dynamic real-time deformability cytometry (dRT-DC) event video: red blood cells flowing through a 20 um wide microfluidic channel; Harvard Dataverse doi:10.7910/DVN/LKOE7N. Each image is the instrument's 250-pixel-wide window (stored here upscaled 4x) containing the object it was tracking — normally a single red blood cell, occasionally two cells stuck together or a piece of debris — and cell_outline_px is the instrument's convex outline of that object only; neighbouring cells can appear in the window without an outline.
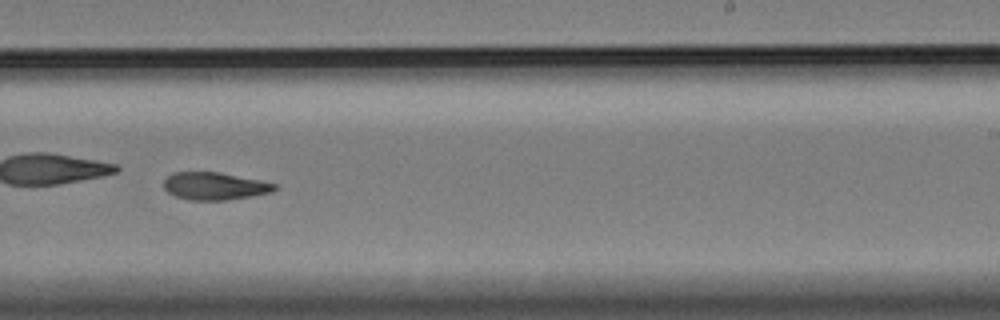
{"species": "Egyptian fruit bat (a non-hibernating species)", "species_latin": "Rousettus aegyptiacus", "temperature_condition": "cold", "stored_images_in_passage": 47, "camera_frame_rate_fps": 3000, "um_per_image_px": 0.085, "animal": {"sex": "female"}, "frame": {"image": 1, "passage_image": 27, "time_ms": 8.667, "image_size_px": [1000, 320], "cell_outline_px": [[280, 188], [272, 192], [252, 196], [228, 200], [188, 200], [176, 196], [168, 192], [164, 188], [164, 180], [172, 172], [220, 172], [260, 180], [276, 184]], "centroid_in_image_um": [18.27, 15.82], "position_along_channel_um": 270.7, "area_um2": 17.92}, "authors_computed_cell_mechanics": {"area_um2": 18.2648, "velocity_mm_per_s": 3.4046, "shape_relaxation_time_tau1_ms": 3.3679, "shape_relaxation_time_tau2_ms": 7.3838, "deformation_change_tau1": 0.2204, "deformation_change_tau2": 0.1382}}